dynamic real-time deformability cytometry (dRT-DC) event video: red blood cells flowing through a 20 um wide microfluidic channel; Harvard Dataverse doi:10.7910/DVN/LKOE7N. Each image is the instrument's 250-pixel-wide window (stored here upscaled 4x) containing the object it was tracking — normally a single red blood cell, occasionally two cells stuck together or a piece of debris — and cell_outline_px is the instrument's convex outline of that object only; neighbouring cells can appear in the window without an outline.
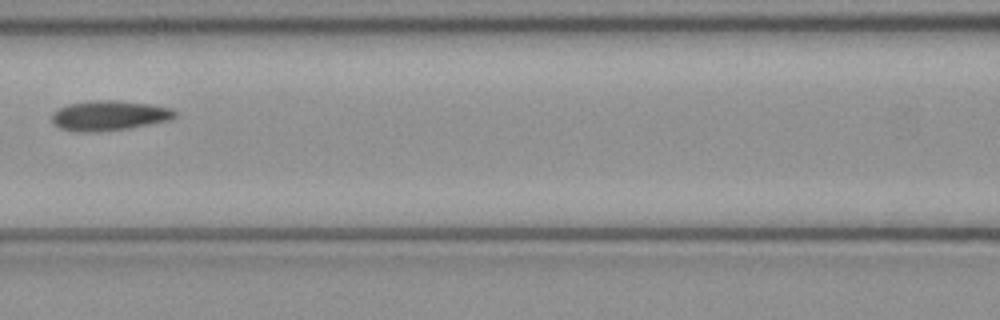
{"species": "common noctule bat (a hibernating species)", "species_latin": "Nyctalus noctula", "temperature_condition": "cold", "stored_images_in_passage": 4, "camera_frame_rate_fps": 3000, "um_per_image_px": 0.085, "animal": {"sex": "female", "body_mass_g": 21.9}, "frame": {"image": 1, "passage_image": 4, "time_ms": 1.0, "image_size_px": [1000, 320], "cell_outline_px": [[176, 116], [168, 120], [128, 128], [100, 132], [76, 132], [60, 128], [52, 124], [52, 112], [68, 104], [92, 100], [116, 100], [152, 104], [172, 108], [176, 112]], "centroid_in_image_um": [9.25, 9.82], "position_along_channel_um": 157.4, "area_um2": 21.62}}